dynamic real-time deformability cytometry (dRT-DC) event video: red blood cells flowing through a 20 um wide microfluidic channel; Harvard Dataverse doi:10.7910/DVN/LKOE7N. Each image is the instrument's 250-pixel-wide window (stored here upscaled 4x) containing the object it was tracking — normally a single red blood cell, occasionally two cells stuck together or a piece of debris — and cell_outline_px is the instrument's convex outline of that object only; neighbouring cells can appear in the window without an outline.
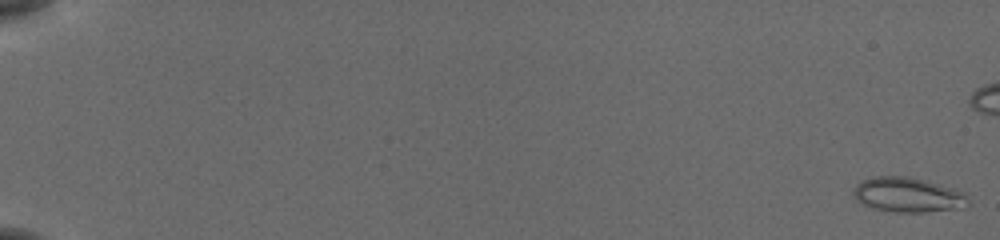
{"species": "common noctule bat (a hibernating species)", "species_latin": "Nyctalus noctula", "temperature_condition": "cold", "stored_images_in_passage": 51, "camera_frame_rate_fps": 3000, "um_per_image_px": 0.085, "animal": {"sex": "female", "body_mass_g": 19.5, "forearm_length_mm": 54.1}, "frame": {"image": 1, "passage_image": 1, "time_ms": 0.0, "image_size_px": [1000, 240], "cell_outline_px": [[968, 204], [952, 208], [924, 212], [896, 212], [872, 208], [864, 204], [852, 192], [856, 184], [872, 176], [908, 176], [924, 180], [952, 188], [964, 192], [968, 200]], "centroid_in_image_um": [77.13, 16.54], "position_along_channel_um": 7.9, "area_um2": 22.72}}
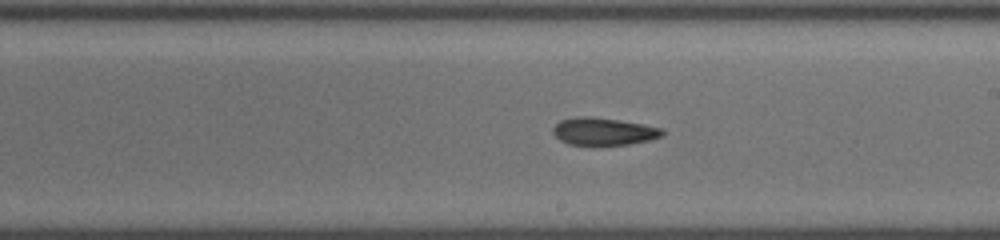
{"frame": {"image": 2, "passage_image": 35, "time_ms": 11.333, "image_size_px": [1000, 240], "cell_outline_px": [[664, 136], [648, 140], [628, 144], [568, 144], [560, 140], [552, 132], [552, 128], [560, 120], [580, 116], [588, 116], [616, 120], [664, 128]], "centroid_in_image_um": [51.3, 11.16], "position_along_channel_um": 237.7, "area_um2": 17.17}}
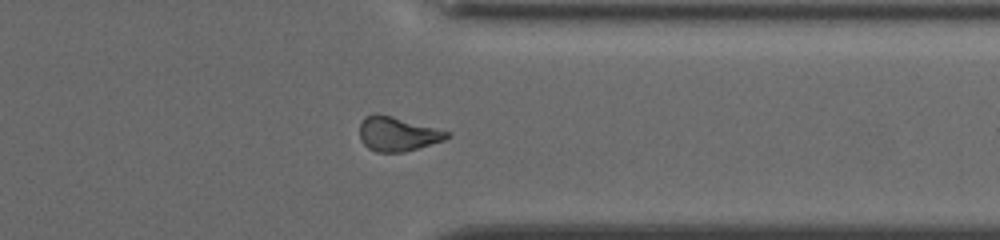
{"frame": {"image": 3, "passage_image": 46, "time_ms": 15.0, "image_size_px": [1000, 240], "cell_outline_px": [[452, 136], [444, 140], [404, 152], [376, 152], [368, 148], [360, 140], [360, 124], [364, 116], [376, 112], [392, 116], [452, 132]], "centroid_in_image_um": [33.79, 11.37], "position_along_channel_um": 377.6, "area_um2": 17.63}}